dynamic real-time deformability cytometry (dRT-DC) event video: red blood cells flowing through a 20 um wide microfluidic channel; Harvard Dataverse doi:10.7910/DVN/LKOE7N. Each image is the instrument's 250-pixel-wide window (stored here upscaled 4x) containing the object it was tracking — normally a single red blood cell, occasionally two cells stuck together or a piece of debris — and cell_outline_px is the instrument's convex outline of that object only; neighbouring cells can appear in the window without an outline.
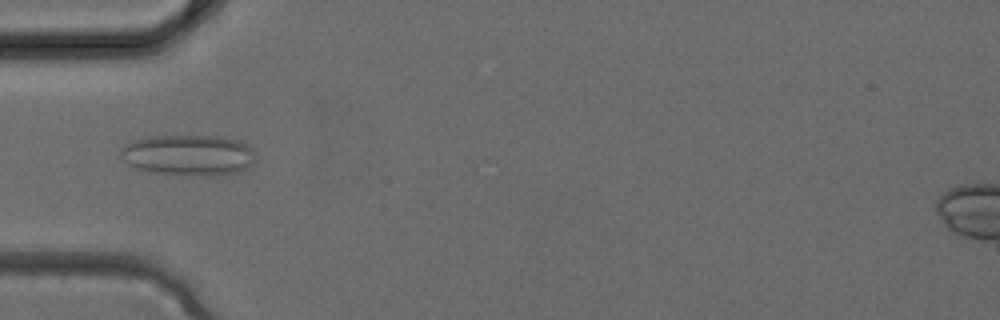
{"species": "common noctule bat (a hibernating species)", "species_latin": "Nyctalus noctula", "temperature_condition": "cold", "stored_images_in_passage": 4, "camera_frame_rate_fps": 3000, "um_per_image_px": 0.085, "animal": {"sex": "female", "body_mass_g": 24.6, "forearm_length_mm": 56.2}, "frame": {"image": 1, "passage_image": 4, "time_ms": 1.0, "image_size_px": [1000, 320], "cell_outline_px": [[256, 160], [248, 168], [236, 172], [208, 176], [152, 172], [136, 168], [128, 164], [120, 156], [120, 148], [124, 144], [132, 140], [148, 136], [220, 136], [236, 140], [252, 148], [256, 152]], "centroid_in_image_um": [16.01, 13.17], "position_along_channel_um": 69.0, "area_um2": 32.25}}